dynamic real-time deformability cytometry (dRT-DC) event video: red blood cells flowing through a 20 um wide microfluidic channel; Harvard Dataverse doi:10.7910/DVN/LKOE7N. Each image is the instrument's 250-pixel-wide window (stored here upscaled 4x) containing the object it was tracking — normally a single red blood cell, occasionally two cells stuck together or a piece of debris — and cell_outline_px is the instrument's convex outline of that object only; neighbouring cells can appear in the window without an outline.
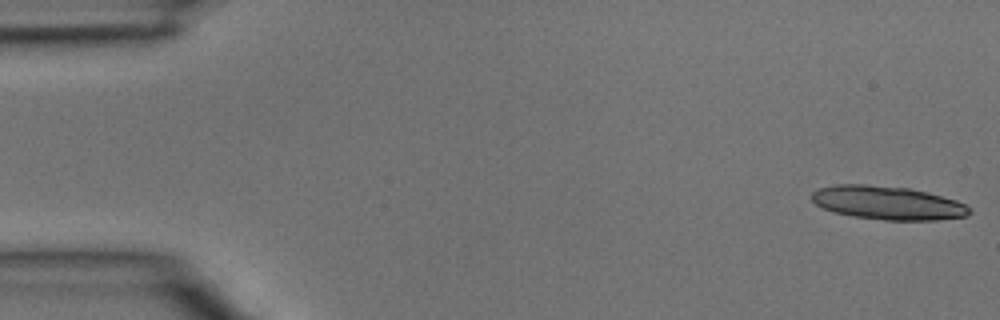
{"species": "common noctule bat (a hibernating species)", "species_latin": "Nyctalus noctula", "temperature_condition": "room temperature", "stored_images_in_passage": 5, "camera_frame_rate_fps": 3000, "um_per_image_px": 0.085, "animal": {"sex": "male", "body_mass_g": 15.6}, "frame": {"image": 1, "passage_image": 1, "time_ms": 0.0, "image_size_px": [1000, 320], "cell_outline_px": [[972, 212], [964, 216], [936, 220], [884, 220], [856, 216], [832, 212], [816, 204], [812, 200], [812, 192], [820, 188], [836, 184], [864, 184], [908, 188], [928, 192], [956, 200], [972, 208]], "centroid_in_image_um": [75.46, 17.24], "position_along_channel_um": 9.5, "area_um2": 30.69}}